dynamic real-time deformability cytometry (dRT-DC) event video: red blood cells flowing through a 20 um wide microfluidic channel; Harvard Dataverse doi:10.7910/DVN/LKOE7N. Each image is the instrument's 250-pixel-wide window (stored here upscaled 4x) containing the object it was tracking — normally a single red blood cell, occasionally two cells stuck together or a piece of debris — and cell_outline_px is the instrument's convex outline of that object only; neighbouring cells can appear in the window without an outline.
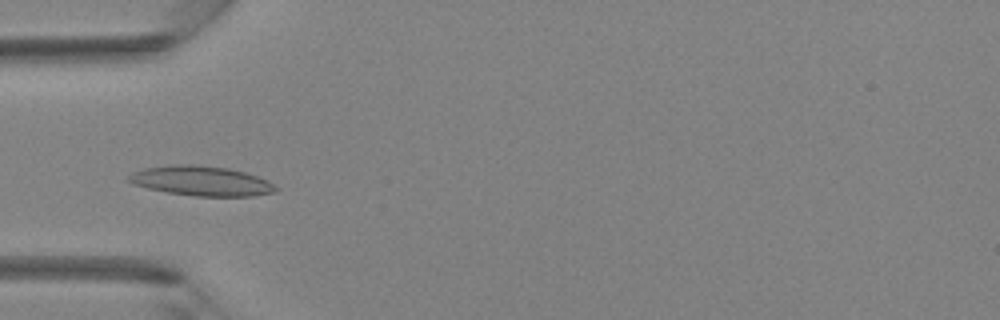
{"species": "Egyptian fruit bat (a non-hibernating species)", "species_latin": "Rousettus aegyptiacus", "temperature_condition": "room temperature", "stored_images_in_passage": 31, "camera_frame_rate_fps": 3000, "um_per_image_px": 0.085, "animal": {"sex": "female"}, "frame": {"image": 1, "passage_image": 2, "time_ms": 0.333, "image_size_px": [1000, 320], "cell_outline_px": [[280, 188], [276, 192], [252, 196], [192, 196], [168, 192], [148, 188], [132, 184], [128, 180], [128, 176], [132, 172], [144, 168], [176, 164], [196, 164], [228, 168], [244, 172], [268, 180]], "centroid_in_image_um": [17.13, 15.38], "position_along_channel_um": 67.9, "area_um2": 25.61}}
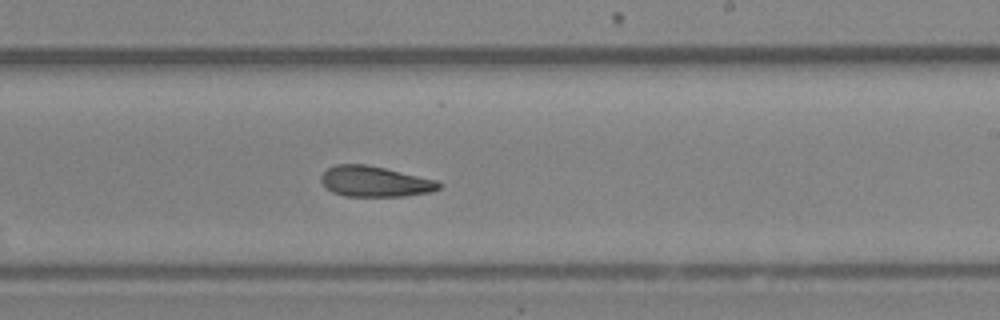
{"frame": {"image": 2, "passage_image": 14, "time_ms": 4.333, "image_size_px": [1000, 320], "cell_outline_px": [[444, 184], [440, 188], [432, 192], [404, 196], [344, 196], [332, 192], [320, 180], [320, 176], [328, 168], [336, 164], [364, 164], [384, 168], [436, 180]], "centroid_in_image_um": [31.88, 15.43], "position_along_channel_um": 257.1, "area_um2": 20.92}}
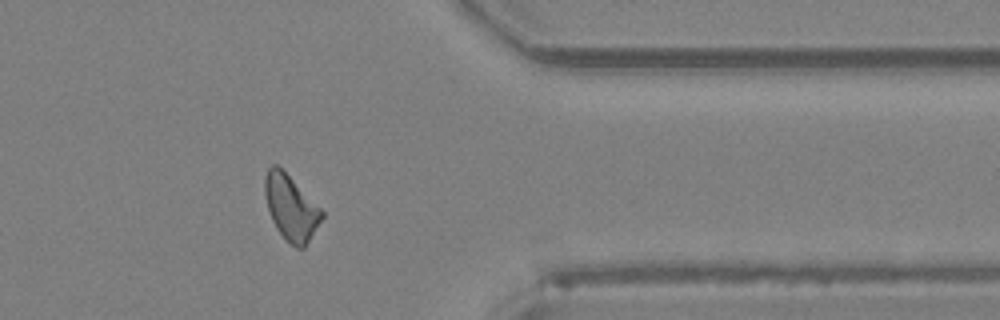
{"frame": {"image": 3, "passage_image": 23, "time_ms": 7.333, "image_size_px": [1000, 320], "cell_outline_px": [[324, 216], [304, 248], [296, 248], [276, 228], [272, 220], [268, 208], [264, 192], [264, 176], [268, 168], [272, 164], [276, 164], [324, 212]], "centroid_in_image_um": [24.71, 17.65], "position_along_channel_um": 386.7, "area_um2": 20.98}}